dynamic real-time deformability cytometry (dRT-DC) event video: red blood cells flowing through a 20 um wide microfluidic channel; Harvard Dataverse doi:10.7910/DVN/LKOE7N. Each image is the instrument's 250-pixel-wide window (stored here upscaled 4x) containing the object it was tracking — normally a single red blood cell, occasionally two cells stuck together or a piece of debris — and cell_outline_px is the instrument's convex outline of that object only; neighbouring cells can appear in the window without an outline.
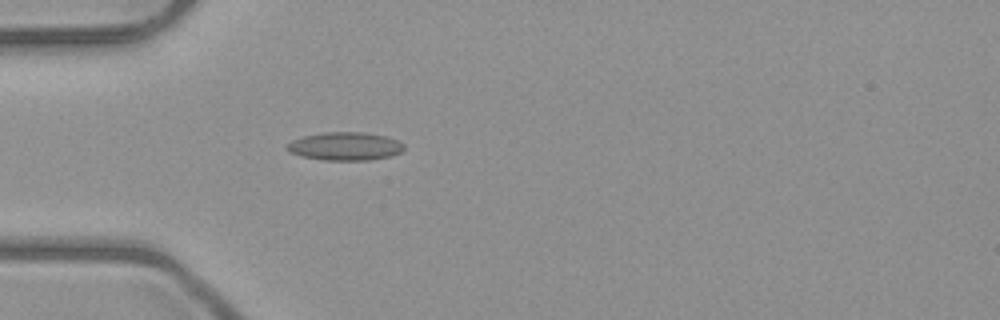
{"species": "common noctule bat (a hibernating species)", "species_latin": "Nyctalus noctula", "temperature_condition": "room temperature", "stored_images_in_passage": 2, "camera_frame_rate_fps": 3000, "um_per_image_px": 0.085, "animal": {"sex": "male", "body_mass_g": 23.1, "forearm_length_mm": 52.7}, "frame": {"image": 1, "passage_image": 2, "time_ms": 1.333, "image_size_px": [1000, 320], "cell_outline_px": [[404, 148], [400, 152], [388, 156], [368, 160], [324, 160], [300, 156], [288, 152], [288, 144], [292, 140], [304, 136], [324, 132], [364, 132], [384, 136], [396, 140], [404, 144]], "centroid_in_image_um": [29.31, 12.43], "position_along_channel_um": 55.7, "area_um2": 19.02}}